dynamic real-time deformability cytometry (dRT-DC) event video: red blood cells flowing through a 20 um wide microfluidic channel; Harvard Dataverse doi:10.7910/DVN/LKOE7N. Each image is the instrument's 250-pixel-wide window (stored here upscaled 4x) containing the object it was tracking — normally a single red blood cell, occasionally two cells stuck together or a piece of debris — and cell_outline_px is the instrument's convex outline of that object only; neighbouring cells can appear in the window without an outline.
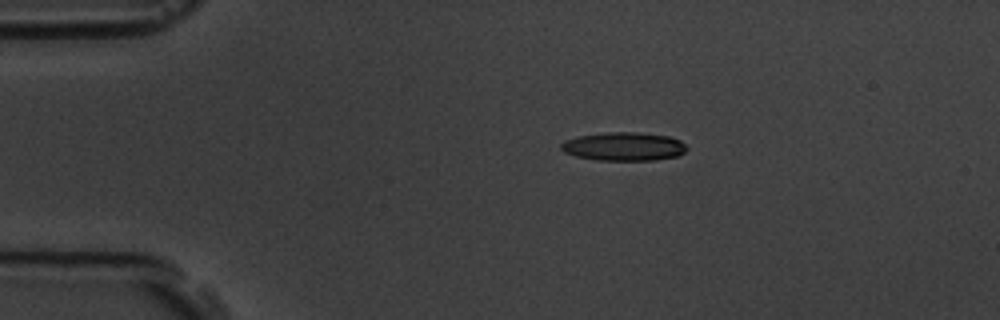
{"species": "common noctule bat (a hibernating species)", "species_latin": "Nyctalus noctula", "temperature_condition": "room temperature", "stored_images_in_passage": 4, "camera_frame_rate_fps": 3000, "um_per_image_px": 0.085, "animal": {"sex": "male", "body_mass_g": 19.5, "forearm_length_mm": 54.6}, "frame": {"image": 1, "passage_image": 2, "time_ms": 1.333, "image_size_px": [1000, 320], "cell_outline_px": [[688, 148], [684, 152], [676, 156], [656, 160], [596, 160], [576, 156], [564, 152], [560, 148], [560, 144], [564, 140], [580, 136], [608, 132], [640, 132], [668, 136], [680, 140]], "centroid_in_image_um": [53.02, 12.45], "position_along_channel_um": 32.0, "area_um2": 20.87}}